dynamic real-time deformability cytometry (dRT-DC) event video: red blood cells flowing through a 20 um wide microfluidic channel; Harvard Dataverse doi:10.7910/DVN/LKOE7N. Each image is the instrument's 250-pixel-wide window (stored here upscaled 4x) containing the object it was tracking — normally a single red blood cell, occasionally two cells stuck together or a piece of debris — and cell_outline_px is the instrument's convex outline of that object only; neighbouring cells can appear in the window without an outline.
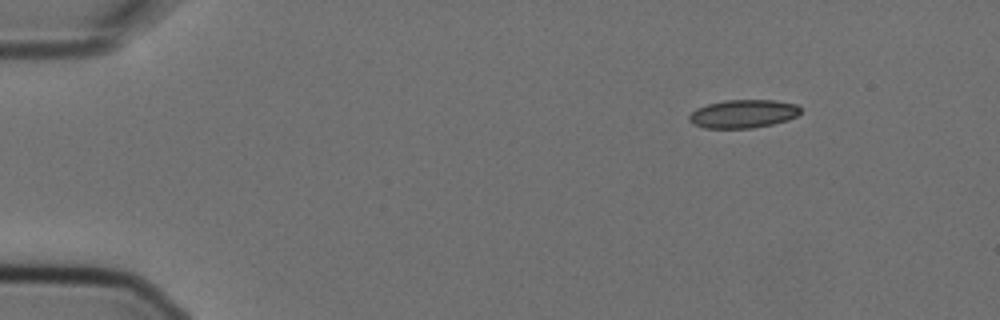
{"species": "Egyptian fruit bat (a non-hibernating species)", "species_latin": "Rousettus aegyptiacus", "temperature_condition": "cold", "stored_images_in_passage": 4, "segment_of_instrument_passage": [1, 2], "camera_frame_rate_fps": 3000, "um_per_image_px": 0.085, "animal": {"sex": "female"}, "frame": {"image": 1, "passage_image": 1, "time_ms": 0.0, "image_size_px": [1000, 320], "cell_outline_px": [[800, 112], [796, 116], [788, 120], [772, 124], [752, 128], [704, 128], [692, 124], [688, 120], [688, 116], [696, 108], [708, 104], [724, 100], [776, 100], [796, 104], [800, 108]], "centroid_in_image_um": [63.14, 9.67], "position_along_channel_um": 21.9, "area_um2": 18.44}}